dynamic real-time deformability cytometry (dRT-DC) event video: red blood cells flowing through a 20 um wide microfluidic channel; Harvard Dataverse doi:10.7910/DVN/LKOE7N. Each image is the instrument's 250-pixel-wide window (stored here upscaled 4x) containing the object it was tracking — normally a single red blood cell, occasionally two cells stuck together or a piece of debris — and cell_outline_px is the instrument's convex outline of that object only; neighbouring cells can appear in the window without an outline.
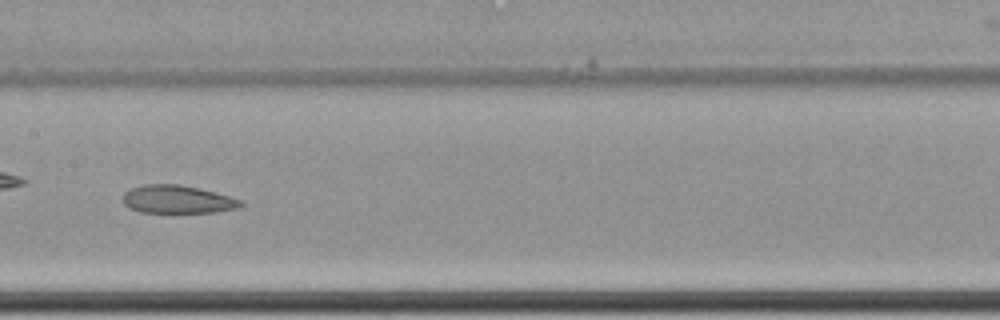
{"species": "common noctule bat (a hibernating species)", "species_latin": "Nyctalus noctula", "temperature_condition": "cold", "stored_images_in_passage": 17, "camera_frame_rate_fps": 3000, "um_per_image_px": 0.085, "animal": {"sex": "female", "body_mass_g": 22.7, "forearm_length_mm": 54.2}, "frame": {"image": 1, "passage_image": 10, "time_ms": 3.0, "image_size_px": [1000, 320], "cell_outline_px": [[244, 204], [240, 208], [216, 212], [140, 212], [128, 208], [124, 204], [124, 192], [132, 188], [144, 184], [180, 184], [200, 188], [216, 192], [244, 200]], "centroid_in_image_um": [15.14, 16.94], "position_along_channel_um": 192.3, "area_um2": 19.48}}
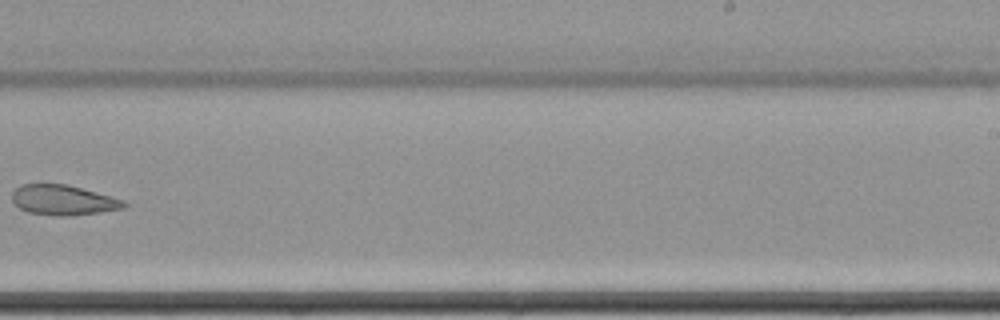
{"frame": {"image": 2, "passage_image": 12, "time_ms": 3.667, "image_size_px": [1000, 320], "cell_outline_px": [[128, 204], [124, 208], [72, 216], [56, 216], [28, 212], [12, 204], [12, 192], [20, 184], [68, 184], [112, 196], [124, 200]], "centroid_in_image_um": [5.36, 17.0], "position_along_channel_um": 283.6, "area_um2": 19.83}}